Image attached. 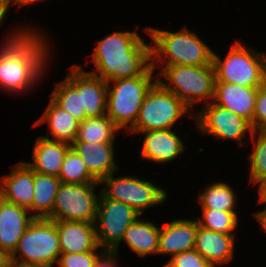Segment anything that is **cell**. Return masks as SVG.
<instances>
[{"label":"cell","mask_w":266,"mask_h":267,"mask_svg":"<svg viewBox=\"0 0 266 267\" xmlns=\"http://www.w3.org/2000/svg\"><path fill=\"white\" fill-rule=\"evenodd\" d=\"M139 216L129 205L108 199L100 192L95 222L99 247L118 253L124 232Z\"/></svg>","instance_id":"cell-11"},{"label":"cell","mask_w":266,"mask_h":267,"mask_svg":"<svg viewBox=\"0 0 266 267\" xmlns=\"http://www.w3.org/2000/svg\"><path fill=\"white\" fill-rule=\"evenodd\" d=\"M235 233L224 234L198 227L194 249L213 267L230 262L234 256Z\"/></svg>","instance_id":"cell-21"},{"label":"cell","mask_w":266,"mask_h":267,"mask_svg":"<svg viewBox=\"0 0 266 267\" xmlns=\"http://www.w3.org/2000/svg\"><path fill=\"white\" fill-rule=\"evenodd\" d=\"M11 255L0 251V267H10Z\"/></svg>","instance_id":"cell-40"},{"label":"cell","mask_w":266,"mask_h":267,"mask_svg":"<svg viewBox=\"0 0 266 267\" xmlns=\"http://www.w3.org/2000/svg\"><path fill=\"white\" fill-rule=\"evenodd\" d=\"M143 140L141 158L157 163L171 162L179 154L185 151L180 137L172 129L165 130H146Z\"/></svg>","instance_id":"cell-20"},{"label":"cell","mask_w":266,"mask_h":267,"mask_svg":"<svg viewBox=\"0 0 266 267\" xmlns=\"http://www.w3.org/2000/svg\"><path fill=\"white\" fill-rule=\"evenodd\" d=\"M119 130L107 115L86 118L79 123L74 142L114 143L115 132H119Z\"/></svg>","instance_id":"cell-26"},{"label":"cell","mask_w":266,"mask_h":267,"mask_svg":"<svg viewBox=\"0 0 266 267\" xmlns=\"http://www.w3.org/2000/svg\"><path fill=\"white\" fill-rule=\"evenodd\" d=\"M188 110L173 92L156 81L145 96L137 120L129 132L139 134L146 130L172 129L183 115L191 117L186 114Z\"/></svg>","instance_id":"cell-7"},{"label":"cell","mask_w":266,"mask_h":267,"mask_svg":"<svg viewBox=\"0 0 266 267\" xmlns=\"http://www.w3.org/2000/svg\"><path fill=\"white\" fill-rule=\"evenodd\" d=\"M50 98L79 122L86 119V112L82 108L81 94L67 78L56 85Z\"/></svg>","instance_id":"cell-28"},{"label":"cell","mask_w":266,"mask_h":267,"mask_svg":"<svg viewBox=\"0 0 266 267\" xmlns=\"http://www.w3.org/2000/svg\"><path fill=\"white\" fill-rule=\"evenodd\" d=\"M59 179L63 183H99L86 168L81 156L70 148L64 158Z\"/></svg>","instance_id":"cell-29"},{"label":"cell","mask_w":266,"mask_h":267,"mask_svg":"<svg viewBox=\"0 0 266 267\" xmlns=\"http://www.w3.org/2000/svg\"><path fill=\"white\" fill-rule=\"evenodd\" d=\"M27 29L31 28L14 32L0 49V86L12 93L26 92L34 86L49 60L44 36L36 29Z\"/></svg>","instance_id":"cell-1"},{"label":"cell","mask_w":266,"mask_h":267,"mask_svg":"<svg viewBox=\"0 0 266 267\" xmlns=\"http://www.w3.org/2000/svg\"><path fill=\"white\" fill-rule=\"evenodd\" d=\"M46 122L51 136L48 139L65 142L70 145L75 141L80 122L69 112L58 106L51 98L43 115L33 125L35 127Z\"/></svg>","instance_id":"cell-23"},{"label":"cell","mask_w":266,"mask_h":267,"mask_svg":"<svg viewBox=\"0 0 266 267\" xmlns=\"http://www.w3.org/2000/svg\"><path fill=\"white\" fill-rule=\"evenodd\" d=\"M203 193L198 196L202 209H215L221 211H235L236 195L226 182H216L206 186Z\"/></svg>","instance_id":"cell-27"},{"label":"cell","mask_w":266,"mask_h":267,"mask_svg":"<svg viewBox=\"0 0 266 267\" xmlns=\"http://www.w3.org/2000/svg\"><path fill=\"white\" fill-rule=\"evenodd\" d=\"M203 216L198 220L199 226L207 230L224 234H233L237 228L238 216L236 211H221L215 209H202Z\"/></svg>","instance_id":"cell-30"},{"label":"cell","mask_w":266,"mask_h":267,"mask_svg":"<svg viewBox=\"0 0 266 267\" xmlns=\"http://www.w3.org/2000/svg\"><path fill=\"white\" fill-rule=\"evenodd\" d=\"M114 173L103 178L99 184L101 193L108 199L120 201L129 205L139 214L154 205L163 203L167 192L152 182L144 181L133 176L115 178Z\"/></svg>","instance_id":"cell-10"},{"label":"cell","mask_w":266,"mask_h":267,"mask_svg":"<svg viewBox=\"0 0 266 267\" xmlns=\"http://www.w3.org/2000/svg\"><path fill=\"white\" fill-rule=\"evenodd\" d=\"M99 183H61L55 196L53 221L68 220L95 223L100 191L95 193Z\"/></svg>","instance_id":"cell-9"},{"label":"cell","mask_w":266,"mask_h":267,"mask_svg":"<svg viewBox=\"0 0 266 267\" xmlns=\"http://www.w3.org/2000/svg\"><path fill=\"white\" fill-rule=\"evenodd\" d=\"M204 105L195 116L197 127L203 134H211L216 139L236 140L239 146L244 143L242 138L245 134L252 135L254 130L247 119L212 101Z\"/></svg>","instance_id":"cell-12"},{"label":"cell","mask_w":266,"mask_h":267,"mask_svg":"<svg viewBox=\"0 0 266 267\" xmlns=\"http://www.w3.org/2000/svg\"><path fill=\"white\" fill-rule=\"evenodd\" d=\"M258 87L215 82L212 102L247 119L252 125Z\"/></svg>","instance_id":"cell-18"},{"label":"cell","mask_w":266,"mask_h":267,"mask_svg":"<svg viewBox=\"0 0 266 267\" xmlns=\"http://www.w3.org/2000/svg\"><path fill=\"white\" fill-rule=\"evenodd\" d=\"M259 203H266V177L258 183Z\"/></svg>","instance_id":"cell-37"},{"label":"cell","mask_w":266,"mask_h":267,"mask_svg":"<svg viewBox=\"0 0 266 267\" xmlns=\"http://www.w3.org/2000/svg\"><path fill=\"white\" fill-rule=\"evenodd\" d=\"M70 144L38 137L33 149V162H25L34 172L59 176Z\"/></svg>","instance_id":"cell-22"},{"label":"cell","mask_w":266,"mask_h":267,"mask_svg":"<svg viewBox=\"0 0 266 267\" xmlns=\"http://www.w3.org/2000/svg\"><path fill=\"white\" fill-rule=\"evenodd\" d=\"M153 72L150 66L141 76L107 82L106 115L120 130L135 124L145 96L157 81Z\"/></svg>","instance_id":"cell-4"},{"label":"cell","mask_w":266,"mask_h":267,"mask_svg":"<svg viewBox=\"0 0 266 267\" xmlns=\"http://www.w3.org/2000/svg\"><path fill=\"white\" fill-rule=\"evenodd\" d=\"M12 2V0H0V24L3 23L4 17Z\"/></svg>","instance_id":"cell-36"},{"label":"cell","mask_w":266,"mask_h":267,"mask_svg":"<svg viewBox=\"0 0 266 267\" xmlns=\"http://www.w3.org/2000/svg\"><path fill=\"white\" fill-rule=\"evenodd\" d=\"M12 1L14 3H16V4H19V6H24V5H27V4L30 5L31 3L39 2V0H12Z\"/></svg>","instance_id":"cell-41"},{"label":"cell","mask_w":266,"mask_h":267,"mask_svg":"<svg viewBox=\"0 0 266 267\" xmlns=\"http://www.w3.org/2000/svg\"><path fill=\"white\" fill-rule=\"evenodd\" d=\"M145 31L154 42L151 46V66L154 69L158 63L164 64V58L167 60L165 65L206 66L213 62L214 51L185 27L175 33L152 27Z\"/></svg>","instance_id":"cell-3"},{"label":"cell","mask_w":266,"mask_h":267,"mask_svg":"<svg viewBox=\"0 0 266 267\" xmlns=\"http://www.w3.org/2000/svg\"><path fill=\"white\" fill-rule=\"evenodd\" d=\"M251 136L256 142H254L253 151L248 156L250 182L258 185L266 177V130H254Z\"/></svg>","instance_id":"cell-31"},{"label":"cell","mask_w":266,"mask_h":267,"mask_svg":"<svg viewBox=\"0 0 266 267\" xmlns=\"http://www.w3.org/2000/svg\"><path fill=\"white\" fill-rule=\"evenodd\" d=\"M117 253L105 250L96 260L94 267H116Z\"/></svg>","instance_id":"cell-35"},{"label":"cell","mask_w":266,"mask_h":267,"mask_svg":"<svg viewBox=\"0 0 266 267\" xmlns=\"http://www.w3.org/2000/svg\"><path fill=\"white\" fill-rule=\"evenodd\" d=\"M104 251V249H101L100 254H97V251L61 254L57 265L59 267H94L97 258Z\"/></svg>","instance_id":"cell-32"},{"label":"cell","mask_w":266,"mask_h":267,"mask_svg":"<svg viewBox=\"0 0 266 267\" xmlns=\"http://www.w3.org/2000/svg\"><path fill=\"white\" fill-rule=\"evenodd\" d=\"M81 94L82 108L86 118L106 115L107 82L79 65H73L66 77Z\"/></svg>","instance_id":"cell-13"},{"label":"cell","mask_w":266,"mask_h":267,"mask_svg":"<svg viewBox=\"0 0 266 267\" xmlns=\"http://www.w3.org/2000/svg\"><path fill=\"white\" fill-rule=\"evenodd\" d=\"M58 176L34 172V196L31 212L35 218H49L52 215L55 196L61 185Z\"/></svg>","instance_id":"cell-25"},{"label":"cell","mask_w":266,"mask_h":267,"mask_svg":"<svg viewBox=\"0 0 266 267\" xmlns=\"http://www.w3.org/2000/svg\"><path fill=\"white\" fill-rule=\"evenodd\" d=\"M163 79L169 81V84ZM157 81L191 108L203 100H206L205 104L213 100L215 69L213 63L206 66L166 65L162 67Z\"/></svg>","instance_id":"cell-5"},{"label":"cell","mask_w":266,"mask_h":267,"mask_svg":"<svg viewBox=\"0 0 266 267\" xmlns=\"http://www.w3.org/2000/svg\"><path fill=\"white\" fill-rule=\"evenodd\" d=\"M30 211L0 197V251L10 255L15 251L19 240L35 219Z\"/></svg>","instance_id":"cell-14"},{"label":"cell","mask_w":266,"mask_h":267,"mask_svg":"<svg viewBox=\"0 0 266 267\" xmlns=\"http://www.w3.org/2000/svg\"><path fill=\"white\" fill-rule=\"evenodd\" d=\"M33 196L34 171L21 161L14 166L11 174H7L0 180V197L28 209L31 213Z\"/></svg>","instance_id":"cell-16"},{"label":"cell","mask_w":266,"mask_h":267,"mask_svg":"<svg viewBox=\"0 0 266 267\" xmlns=\"http://www.w3.org/2000/svg\"><path fill=\"white\" fill-rule=\"evenodd\" d=\"M92 57L89 72L106 82L141 76L151 66V44L135 31L114 32L99 40Z\"/></svg>","instance_id":"cell-2"},{"label":"cell","mask_w":266,"mask_h":267,"mask_svg":"<svg viewBox=\"0 0 266 267\" xmlns=\"http://www.w3.org/2000/svg\"><path fill=\"white\" fill-rule=\"evenodd\" d=\"M10 267H51L49 265L12 261Z\"/></svg>","instance_id":"cell-39"},{"label":"cell","mask_w":266,"mask_h":267,"mask_svg":"<svg viewBox=\"0 0 266 267\" xmlns=\"http://www.w3.org/2000/svg\"><path fill=\"white\" fill-rule=\"evenodd\" d=\"M198 220H174L166 223L159 232L157 254L174 256L195 247Z\"/></svg>","instance_id":"cell-17"},{"label":"cell","mask_w":266,"mask_h":267,"mask_svg":"<svg viewBox=\"0 0 266 267\" xmlns=\"http://www.w3.org/2000/svg\"><path fill=\"white\" fill-rule=\"evenodd\" d=\"M55 223L59 235L61 254L100 250L95 223L68 220L55 221Z\"/></svg>","instance_id":"cell-15"},{"label":"cell","mask_w":266,"mask_h":267,"mask_svg":"<svg viewBox=\"0 0 266 267\" xmlns=\"http://www.w3.org/2000/svg\"><path fill=\"white\" fill-rule=\"evenodd\" d=\"M136 219L124 232L122 240L128 245L130 251L139 257L148 254H157L159 243V232L155 224L150 221Z\"/></svg>","instance_id":"cell-24"},{"label":"cell","mask_w":266,"mask_h":267,"mask_svg":"<svg viewBox=\"0 0 266 267\" xmlns=\"http://www.w3.org/2000/svg\"><path fill=\"white\" fill-rule=\"evenodd\" d=\"M114 143L73 142L71 148L81 156L89 173L100 182L118 170L114 158Z\"/></svg>","instance_id":"cell-19"},{"label":"cell","mask_w":266,"mask_h":267,"mask_svg":"<svg viewBox=\"0 0 266 267\" xmlns=\"http://www.w3.org/2000/svg\"><path fill=\"white\" fill-rule=\"evenodd\" d=\"M256 219L258 220L261 228L266 232V206L263 210L254 214Z\"/></svg>","instance_id":"cell-38"},{"label":"cell","mask_w":266,"mask_h":267,"mask_svg":"<svg viewBox=\"0 0 266 267\" xmlns=\"http://www.w3.org/2000/svg\"><path fill=\"white\" fill-rule=\"evenodd\" d=\"M163 267H213L195 249L176 254Z\"/></svg>","instance_id":"cell-33"},{"label":"cell","mask_w":266,"mask_h":267,"mask_svg":"<svg viewBox=\"0 0 266 267\" xmlns=\"http://www.w3.org/2000/svg\"><path fill=\"white\" fill-rule=\"evenodd\" d=\"M216 82L259 87L266 82V53L247 49L236 41L226 58L222 60L213 53Z\"/></svg>","instance_id":"cell-6"},{"label":"cell","mask_w":266,"mask_h":267,"mask_svg":"<svg viewBox=\"0 0 266 267\" xmlns=\"http://www.w3.org/2000/svg\"><path fill=\"white\" fill-rule=\"evenodd\" d=\"M252 128L255 131L266 130V82L257 88Z\"/></svg>","instance_id":"cell-34"},{"label":"cell","mask_w":266,"mask_h":267,"mask_svg":"<svg viewBox=\"0 0 266 267\" xmlns=\"http://www.w3.org/2000/svg\"><path fill=\"white\" fill-rule=\"evenodd\" d=\"M60 255L59 235L55 221L48 218H35L19 240L11 255V261L53 267Z\"/></svg>","instance_id":"cell-8"}]
</instances>
